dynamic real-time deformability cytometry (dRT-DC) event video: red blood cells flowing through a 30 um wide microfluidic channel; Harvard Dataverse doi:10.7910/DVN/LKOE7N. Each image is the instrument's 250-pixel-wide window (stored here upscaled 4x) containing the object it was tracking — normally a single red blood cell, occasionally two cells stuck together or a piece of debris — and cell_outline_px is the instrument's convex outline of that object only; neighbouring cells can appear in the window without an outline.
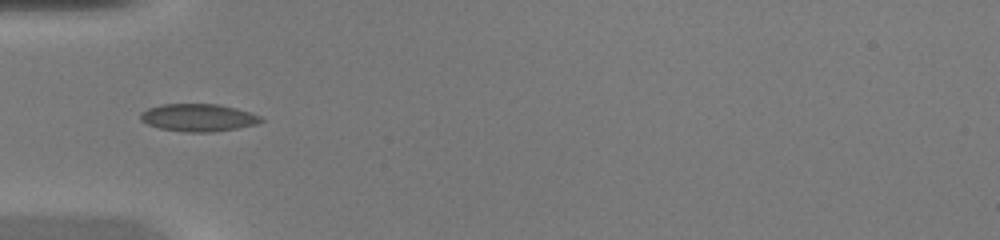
{"species": "common noctule bat (a hibernating species)", "species_latin": "Nyctalus noctula", "temperature_condition": "warm", "stored_images_in_passage": 20, "camera_frame_rate_fps": 3000, "um_per_image_px": 0.085, "animal": {"sex": "female", "body_mass_g": 20.0, "forearm_length_mm": 54.0}, "frame": {"image": 1, "passage_image": 15, "time_ms": 4.667, "image_size_px": [1000, 240], "cell_outline_px": [[264, 120], [256, 124], [236, 128], [212, 132], [184, 132], [160, 128], [148, 124], [140, 120], [140, 112], [148, 108], [160, 104], [216, 104], [236, 108], [260, 116]], "centroid_in_image_um": [16.81, 9.99], "position_along_channel_um": 68.2, "area_um2": 19.25}}